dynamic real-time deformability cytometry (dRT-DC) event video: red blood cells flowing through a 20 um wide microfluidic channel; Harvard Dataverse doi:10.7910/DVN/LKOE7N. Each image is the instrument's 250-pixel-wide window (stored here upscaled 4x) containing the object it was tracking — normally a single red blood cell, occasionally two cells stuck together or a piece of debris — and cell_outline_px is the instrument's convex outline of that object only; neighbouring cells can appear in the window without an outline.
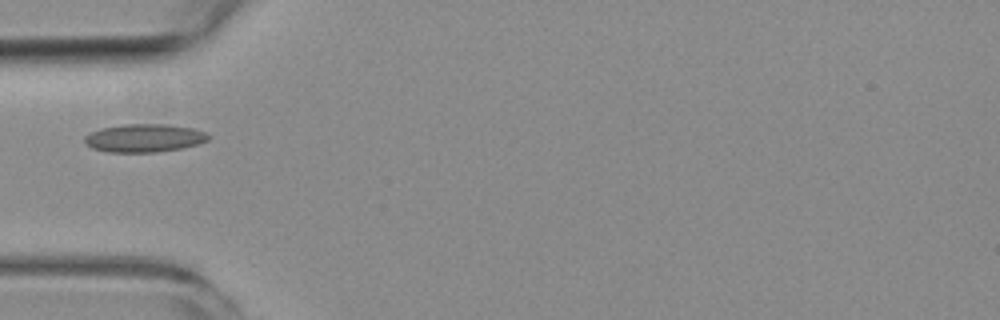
{"species": "common noctule bat (a hibernating species)", "species_latin": "Nyctalus noctula", "temperature_condition": "room temperature", "stored_images_in_passage": 4, "camera_frame_rate_fps": 3000, "um_per_image_px": 0.085, "animal": {"sex": "female", "body_mass_g": 19.3, "forearm_length_mm": 54.1}, "frame": {"image": 1, "passage_image": 1, "time_ms": 0.0, "image_size_px": [1000, 320], "cell_outline_px": [[208, 140], [200, 144], [180, 148], [156, 152], [108, 152], [92, 148], [84, 144], [84, 136], [100, 128], [124, 124], [168, 124], [192, 128], [204, 132], [208, 136]], "centroid_in_image_um": [12.23, 11.73], "position_along_channel_um": 72.8, "area_um2": 20.29}}
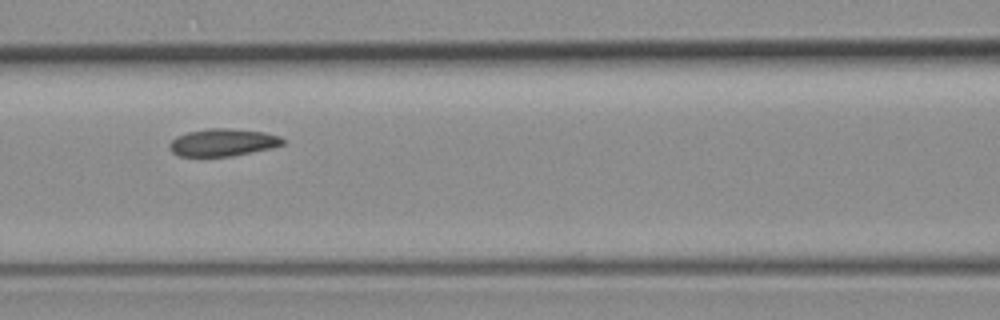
{"frame": {"image": 2, "passage_image": 3, "time_ms": 2.0, "image_size_px": [1000, 320], "cell_outline_px": [[284, 144], [272, 148], [232, 156], [180, 156], [172, 152], [168, 148], [168, 144], [176, 136], [188, 132], [208, 128], [228, 128], [264, 132], [280, 136], [284, 140]], "centroid_in_image_um": [18.93, 12.1], "position_along_channel_um": 147.7, "area_um2": 18.15}}
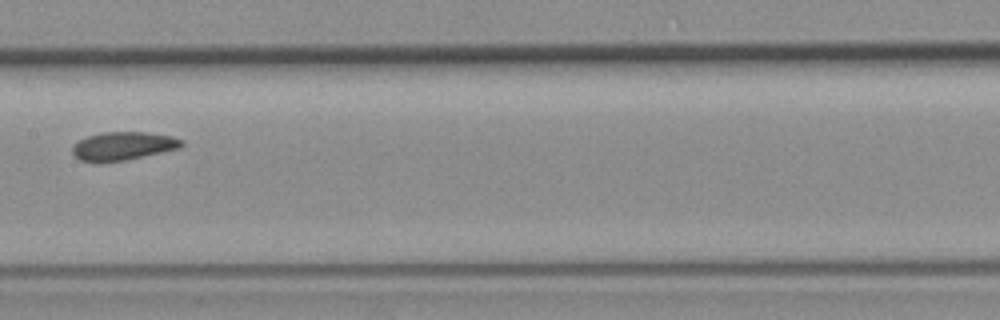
{"frame": {"image": 3, "passage_image": 4, "time_ms": 3.333, "image_size_px": [1000, 320], "cell_outline_px": [[184, 144], [180, 148], [124, 160], [80, 160], [72, 152], [72, 148], [80, 140], [88, 136], [104, 132], [144, 132], [172, 136], [184, 140]], "centroid_in_image_um": [10.53, 12.38], "position_along_channel_um": 196.9, "area_um2": 17.4}}